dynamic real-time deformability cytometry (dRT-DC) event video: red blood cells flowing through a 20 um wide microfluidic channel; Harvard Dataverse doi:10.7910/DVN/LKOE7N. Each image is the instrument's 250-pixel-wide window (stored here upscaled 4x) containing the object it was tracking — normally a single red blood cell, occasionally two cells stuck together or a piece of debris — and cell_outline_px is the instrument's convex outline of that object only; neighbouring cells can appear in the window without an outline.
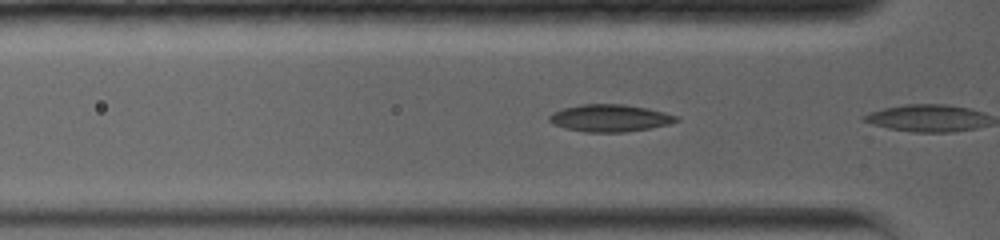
{"species": "common noctule bat (a hibernating species)", "species_latin": "Nyctalus noctula", "temperature_condition": "warm", "stored_images_in_passage": 3, "camera_frame_rate_fps": 5000, "um_per_image_px": 0.085, "animal": {"sex": "female", "body_mass_g": 19.0, "forearm_length_mm": 56.7}, "frame": {"image": 1, "passage_image": 2, "time_ms": 0.4, "image_size_px": [1000, 240], "cell_outline_px": [[680, 120], [668, 124], [648, 128], [624, 132], [584, 132], [564, 128], [552, 124], [548, 120], [548, 116], [552, 112], [564, 108], [580, 104], [624, 104], [648, 108], [680, 116]], "centroid_in_image_um": [51.82, 10.03], "position_along_channel_um": 74.0, "area_um2": 20.29}}